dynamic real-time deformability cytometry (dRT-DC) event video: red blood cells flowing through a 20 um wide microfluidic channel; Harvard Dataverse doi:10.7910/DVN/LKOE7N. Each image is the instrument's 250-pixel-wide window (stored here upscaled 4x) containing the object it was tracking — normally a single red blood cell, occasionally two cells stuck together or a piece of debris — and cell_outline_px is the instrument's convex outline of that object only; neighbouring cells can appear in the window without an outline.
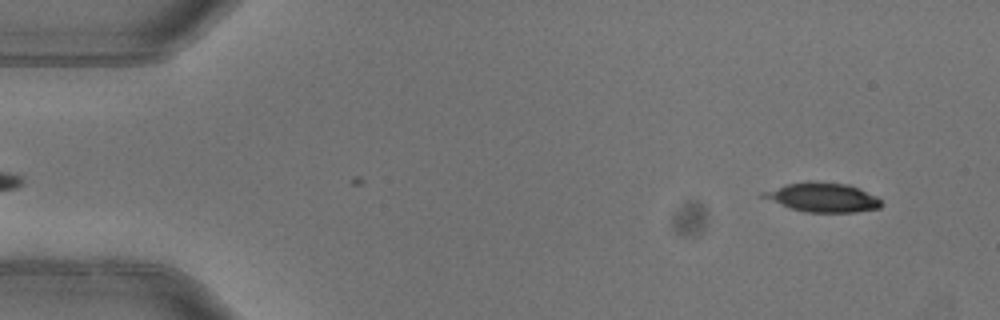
{"species": "common noctule bat (a hibernating species)", "species_latin": "Nyctalus noctula", "temperature_condition": "warm", "stored_images_in_passage": 4, "segment_of_instrument_passage": [2, 2], "camera_frame_rate_fps": 3000, "um_per_image_px": 0.085, "animal": {"sex": "female"}, "frame": {"image": 1, "passage_image": 4, "time_ms": 1.0, "image_size_px": [1000, 320], "cell_outline_px": [[884, 204], [880, 208], [856, 212], [804, 212], [756, 196], [760, 192], [784, 184], [808, 180], [812, 180], [848, 184], [876, 196]], "centroid_in_image_um": [69.87, 16.76], "position_along_channel_um": 15.1, "area_um2": 20.46}}